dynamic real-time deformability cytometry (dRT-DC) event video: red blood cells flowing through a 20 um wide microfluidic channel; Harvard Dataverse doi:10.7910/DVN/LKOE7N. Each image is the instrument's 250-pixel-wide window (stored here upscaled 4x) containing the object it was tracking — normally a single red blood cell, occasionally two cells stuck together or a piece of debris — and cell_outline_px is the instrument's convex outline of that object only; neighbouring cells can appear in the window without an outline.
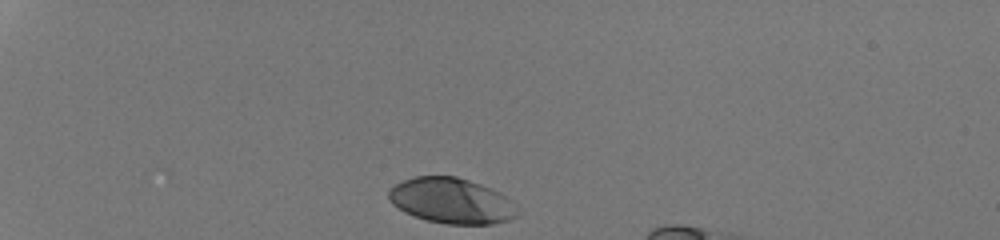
{"species": "human", "species_latin": "Homo sapiens", "temperature_condition": "room temperature", "stored_images_in_passage": 32, "camera_frame_rate_fps": 3000, "um_per_image_px": 0.085, "donor": {"sex": "male"}, "frame": {"image": 1, "passage_image": 1, "time_ms": 0.0, "image_size_px": [1000, 240], "cell_outline_px": [[520, 212], [516, 216], [508, 220], [492, 224], [448, 224], [428, 220], [404, 212], [392, 204], [388, 200], [388, 192], [396, 184], [404, 180], [416, 176], [456, 176], [480, 184], [500, 192], [512, 200]], "centroid_in_image_um": [38.4, 17.07], "position_along_channel_um": 46.6, "area_um2": 34.1}}
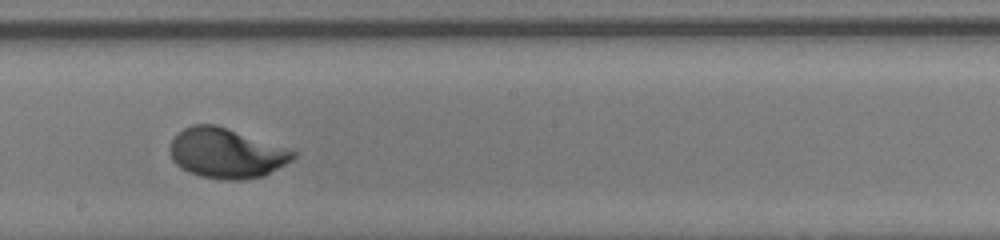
{"frame": {"image": 2, "passage_image": 19, "time_ms": 6.0, "image_size_px": [1000, 240], "cell_outline_px": [[300, 152], [292, 160], [264, 176], [240, 180], [224, 180], [200, 176], [188, 172], [180, 168], [172, 160], [168, 148], [172, 140], [184, 128], [192, 124], [216, 124], [296, 148]], "centroid_in_image_um": [19.32, 13.0], "position_along_channel_um": 228.9, "area_um2": 36.88}}
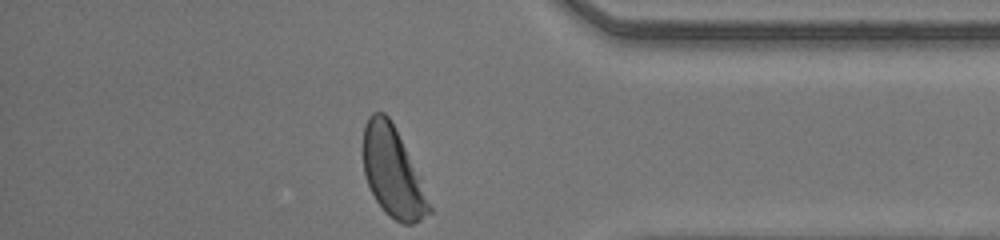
{"frame": {"image": 3, "passage_image": 32, "time_ms": 10.333, "image_size_px": [1000, 240], "cell_outline_px": [[432, 212], [420, 220], [412, 224], [404, 224], [388, 216], [384, 212], [376, 200], [364, 176], [364, 124], [368, 116], [372, 112], [384, 112], [388, 116], [404, 148], [432, 208]], "centroid_in_image_um": [33.33, 14.66], "position_along_channel_um": 401.9, "area_um2": 33.29}, "authors_computed_cell_mechanics": {"area_um2": 35.2002, "velocity_mm_per_s": 4.2069, "shape_relaxation_time_tau1_ms": 2.0171, "shape_relaxation_time_tau2_ms": null, "deformation_change_tau1": 0.1719, "deformation_change_tau2": null}}